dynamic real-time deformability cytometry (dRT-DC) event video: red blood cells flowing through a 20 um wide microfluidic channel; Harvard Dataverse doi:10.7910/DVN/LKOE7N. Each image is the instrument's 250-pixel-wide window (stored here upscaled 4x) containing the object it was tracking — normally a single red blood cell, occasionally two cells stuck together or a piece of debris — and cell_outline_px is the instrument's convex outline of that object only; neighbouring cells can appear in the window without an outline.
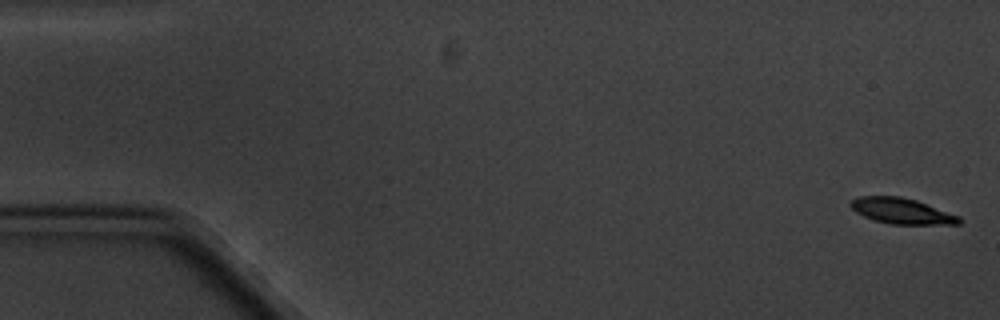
{"species": "common noctule bat (a hibernating species)", "species_latin": "Nyctalus noctula", "temperature_condition": "cold", "stored_images_in_passage": 5, "camera_frame_rate_fps": 3000, "um_per_image_px": 0.085, "animal": {"sex": "male", "body_mass_g": 20.1, "forearm_length_mm": 53.5}, "frame": {"image": 1, "passage_image": 1, "time_ms": 0.0, "image_size_px": [1000, 320], "cell_outline_px": [[960, 224], [888, 224], [864, 216], [856, 212], [848, 204], [852, 200], [860, 196], [900, 196], [916, 200], [960, 216]], "centroid_in_image_um": [76.64, 17.93], "position_along_channel_um": 8.4, "area_um2": 16.13}}
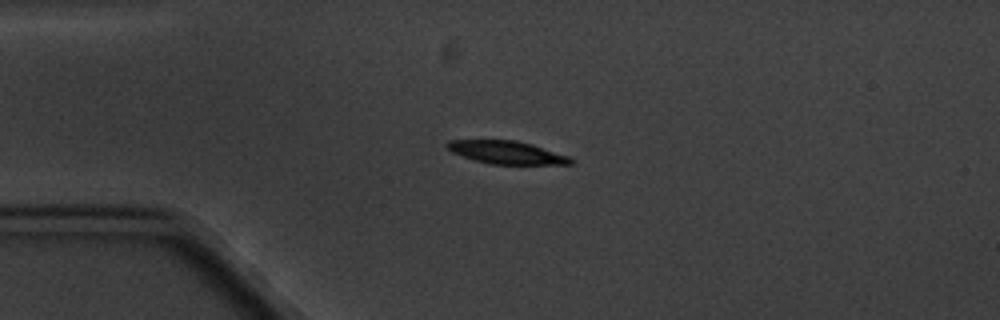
{"frame": {"image": 2, "passage_image": 4, "time_ms": 4.333, "image_size_px": [1000, 320], "cell_outline_px": [[576, 160], [572, 164], [492, 164], [476, 160], [452, 152], [444, 144], [448, 140], [516, 140], [532, 144], [572, 156]], "centroid_in_image_um": [43.15, 12.95], "position_along_channel_um": 41.9, "area_um2": 16.59}}